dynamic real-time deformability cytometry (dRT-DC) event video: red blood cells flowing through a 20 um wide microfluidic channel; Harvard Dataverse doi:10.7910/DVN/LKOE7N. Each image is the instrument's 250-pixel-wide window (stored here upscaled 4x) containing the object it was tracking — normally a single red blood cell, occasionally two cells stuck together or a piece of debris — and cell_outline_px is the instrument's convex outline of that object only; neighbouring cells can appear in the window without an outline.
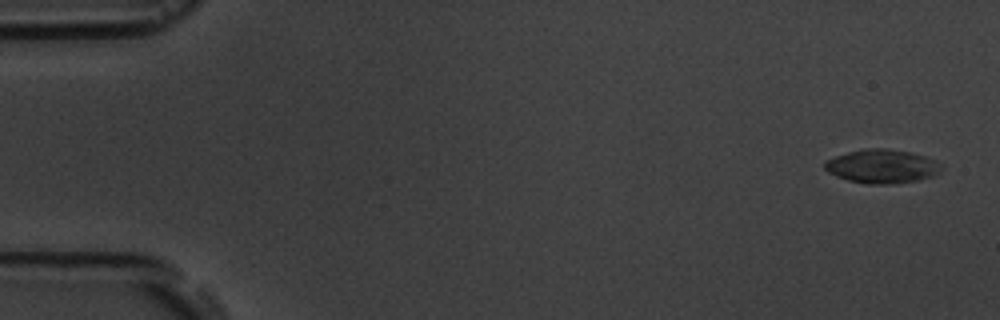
{"species": "common noctule bat (a hibernating species)", "species_latin": "Nyctalus noctula", "temperature_condition": "room temperature", "stored_images_in_passage": 5, "camera_frame_rate_fps": 3000, "um_per_image_px": 0.085, "animal": {"sex": "male", "body_mass_g": 19.5, "forearm_length_mm": 54.6}, "frame": {"image": 1, "passage_image": 1, "time_ms": 0.0, "image_size_px": [1000, 320], "cell_outline_px": [[940, 168], [936, 176], [916, 180], [888, 184], [868, 184], [848, 180], [836, 176], [828, 172], [824, 168], [824, 160], [860, 148], [884, 148], [908, 152], [924, 156], [936, 160], [940, 164]], "centroid_in_image_um": [74.93, 14.13], "position_along_channel_um": 10.1, "area_um2": 22.89}}